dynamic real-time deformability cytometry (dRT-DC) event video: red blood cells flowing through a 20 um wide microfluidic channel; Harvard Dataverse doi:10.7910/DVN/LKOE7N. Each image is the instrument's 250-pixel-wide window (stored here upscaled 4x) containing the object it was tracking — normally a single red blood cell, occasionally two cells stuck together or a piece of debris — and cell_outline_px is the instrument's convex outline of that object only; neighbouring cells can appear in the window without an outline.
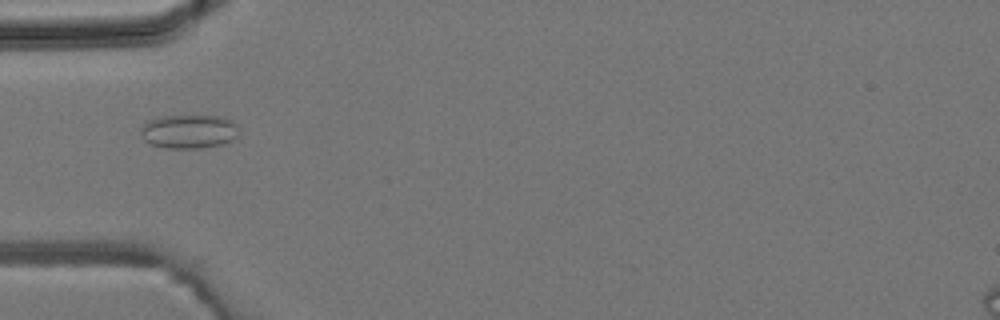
{"species": "common noctule bat (a hibernating species)", "species_latin": "Nyctalus noctula", "temperature_condition": "room temperature", "stored_images_in_passage": 5, "camera_frame_rate_fps": 3000, "um_per_image_px": 0.085, "animal": {"sex": "male", "body_mass_g": 19.2, "forearm_length_mm": 51.8}, "frame": {"image": 1, "passage_image": 5, "time_ms": 4.667, "image_size_px": [1000, 320], "cell_outline_px": [[236, 136], [232, 140], [224, 144], [200, 148], [164, 148], [152, 144], [144, 140], [140, 132], [140, 128], [148, 120], [164, 116], [220, 116], [232, 120], [236, 124]], "centroid_in_image_um": [16.03, 11.18], "position_along_channel_um": 69.0, "area_um2": 19.31}}